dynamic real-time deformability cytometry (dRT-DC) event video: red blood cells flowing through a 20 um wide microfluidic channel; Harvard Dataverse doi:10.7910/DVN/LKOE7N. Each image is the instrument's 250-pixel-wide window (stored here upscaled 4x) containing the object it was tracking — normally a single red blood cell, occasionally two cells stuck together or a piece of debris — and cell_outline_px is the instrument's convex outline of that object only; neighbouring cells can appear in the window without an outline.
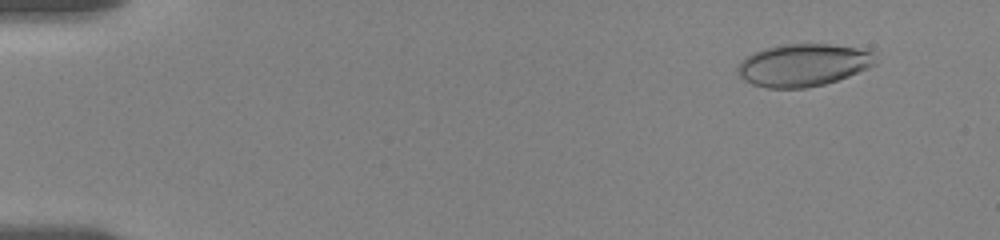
{"species": "human", "species_latin": "Homo sapiens", "temperature_condition": "room temperature", "stored_images_in_passage": 22, "camera_frame_rate_fps": 3000, "um_per_image_px": 0.085, "donor": {"sex": "female"}, "frame": {"image": 1, "passage_image": 3, "time_ms": 1.333, "image_size_px": [1000, 240], "cell_outline_px": [[876, 64], [868, 68], [848, 76], [824, 84], [804, 88], [768, 88], [752, 84], [744, 80], [740, 76], [736, 68], [752, 52], [764, 48], [780, 44], [832, 44], [856, 48], [872, 52]], "centroid_in_image_um": [68.25, 5.53], "position_along_channel_um": 16.8, "area_um2": 33.87}}
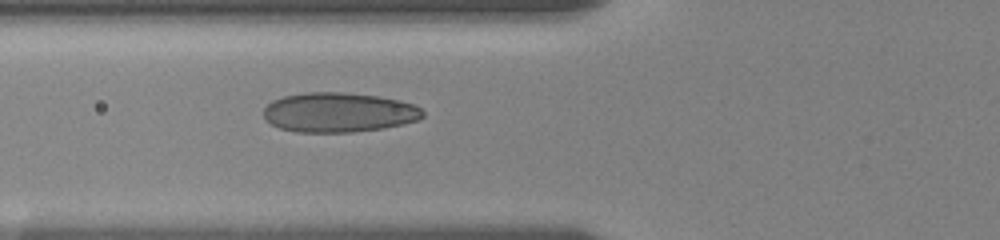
{"frame": {"image": 2, "passage_image": 13, "time_ms": 7.0, "image_size_px": [1000, 240], "cell_outline_px": [[424, 116], [416, 120], [404, 124], [384, 128], [352, 132], [296, 132], [280, 128], [272, 124], [264, 116], [264, 108], [272, 100], [284, 96], [304, 92], [340, 92], [380, 96], [400, 100], [412, 104], [420, 108], [424, 112]], "centroid_in_image_um": [28.8, 9.55], "position_along_channel_um": 97.0, "area_um2": 36.82}}
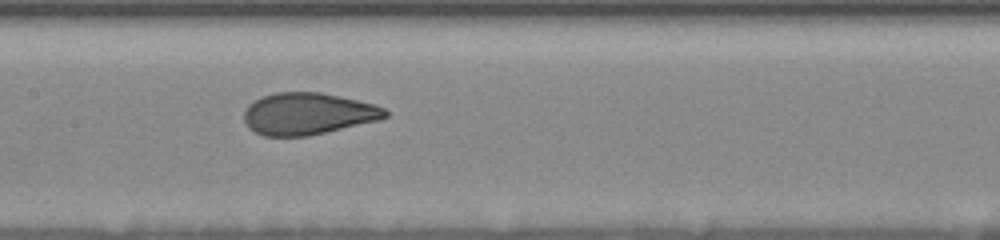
{"frame": {"image": 3, "passage_image": 21, "time_ms": 9.333, "image_size_px": [1000, 240], "cell_outline_px": [[388, 116], [380, 120], [308, 136], [264, 136], [248, 128], [244, 120], [244, 112], [248, 104], [264, 96], [276, 92], [320, 92], [340, 96], [372, 104], [384, 108], [388, 112]], "centroid_in_image_um": [26.16, 9.67], "position_along_channel_um": 181.2, "area_um2": 34.33}}